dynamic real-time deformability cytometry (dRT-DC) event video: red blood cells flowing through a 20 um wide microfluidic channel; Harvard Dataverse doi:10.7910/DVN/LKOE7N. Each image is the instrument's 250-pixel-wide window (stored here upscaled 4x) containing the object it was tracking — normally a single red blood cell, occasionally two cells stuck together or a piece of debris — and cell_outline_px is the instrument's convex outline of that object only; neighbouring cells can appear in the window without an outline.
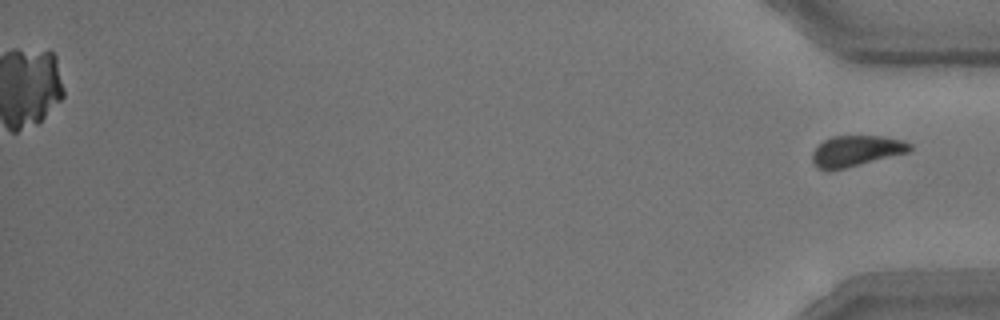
{"species": "common noctule bat (a hibernating species)", "species_latin": "Nyctalus noctula", "temperature_condition": "room temperature", "stored_images_in_passage": 53, "segment_of_instrument_passage": [2, 2], "camera_frame_rate_fps": 3000, "um_per_image_px": 0.085, "animal": {"sex": "male", "body_mass_g": 15.6}, "frame": {"image": 1, "passage_image": 53, "time_ms": 17.333, "image_size_px": [1000, 320], "cell_outline_px": [[912, 148], [908, 152], [844, 168], [816, 168], [812, 160], [812, 152], [824, 140], [832, 136], [884, 136], [904, 140], [912, 144]], "centroid_in_image_um": [72.81, 12.8], "position_along_channel_um": 362.4, "area_um2": 17.17}}